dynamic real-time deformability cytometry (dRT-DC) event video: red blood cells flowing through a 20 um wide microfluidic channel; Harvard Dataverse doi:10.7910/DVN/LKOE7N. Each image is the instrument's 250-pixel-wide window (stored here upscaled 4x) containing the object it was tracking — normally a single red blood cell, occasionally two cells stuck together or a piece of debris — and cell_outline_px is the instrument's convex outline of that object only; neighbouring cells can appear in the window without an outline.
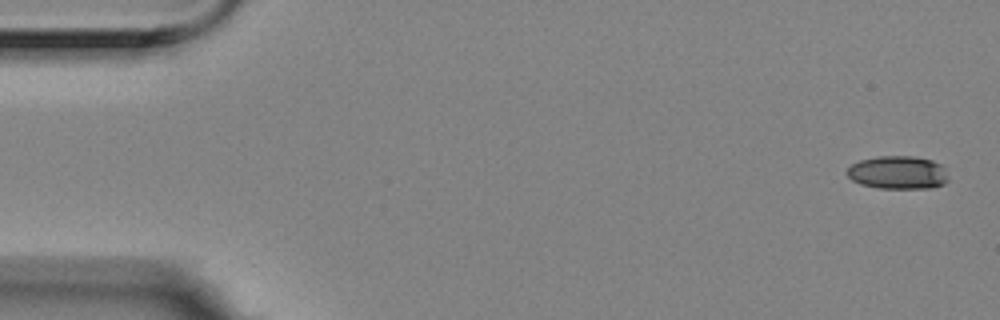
{"species": "Egyptian fruit bat (a non-hibernating species)", "species_latin": "Rousettus aegyptiacus", "temperature_condition": "room temperature", "stored_images_in_passage": 4, "camera_frame_rate_fps": 3000, "um_per_image_px": 0.085, "animal": {"sex": "female"}, "frame": {"image": 1, "passage_image": 1, "time_ms": 0.0, "image_size_px": [1000, 320], "cell_outline_px": [[948, 180], [944, 184], [932, 188], [876, 188], [860, 184], [852, 180], [844, 172], [852, 164], [860, 160], [876, 156], [912, 156], [932, 160], [940, 164], [944, 168]], "centroid_in_image_um": [76.29, 14.67], "position_along_channel_um": 8.7, "area_um2": 19.71}}
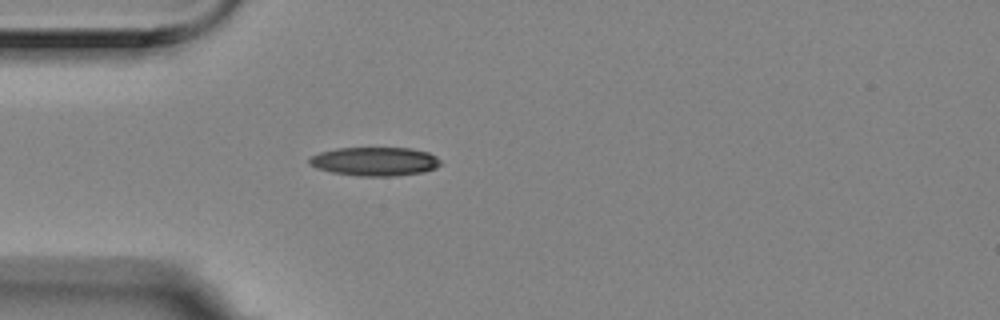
{"frame": {"image": 2, "passage_image": 4, "time_ms": 1.0, "image_size_px": [1000, 320], "cell_outline_px": [[440, 164], [436, 168], [424, 172], [396, 176], [356, 176], [332, 172], [316, 168], [308, 164], [308, 160], [312, 156], [320, 152], [336, 148], [412, 148], [428, 152], [436, 156], [440, 160]], "centroid_in_image_um": [31.86, 13.72], "position_along_channel_um": 53.1, "area_um2": 22.14}}